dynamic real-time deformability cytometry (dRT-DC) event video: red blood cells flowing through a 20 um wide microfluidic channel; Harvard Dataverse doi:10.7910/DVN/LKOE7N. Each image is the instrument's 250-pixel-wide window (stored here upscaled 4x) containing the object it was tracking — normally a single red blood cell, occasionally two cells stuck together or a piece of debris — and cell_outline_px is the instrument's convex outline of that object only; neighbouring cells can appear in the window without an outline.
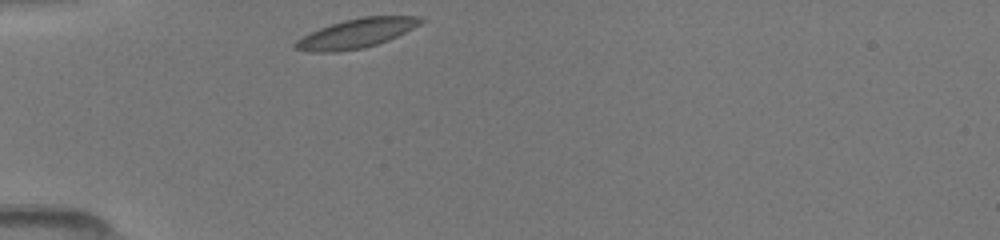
{"species": "common noctule bat (a hibernating species)", "species_latin": "Nyctalus noctula", "temperature_condition": "room temperature", "stored_images_in_passage": 1, "camera_frame_rate_fps": 3000, "um_per_image_px": 0.085, "animal": {"sex": "female", "body_mass_g": 19.5, "forearm_length_mm": 54.1}, "frame": {"image": 1, "passage_image": 1, "time_ms": 0.0, "image_size_px": [1000, 240], "cell_outline_px": [[428, 20], [388, 40], [364, 48], [336, 52], [308, 52], [292, 48], [292, 44], [296, 40], [320, 28], [344, 20], [360, 16], [420, 16]], "centroid_in_image_um": [30.28, 2.84], "position_along_channel_um": 54.7, "area_um2": 21.39}}